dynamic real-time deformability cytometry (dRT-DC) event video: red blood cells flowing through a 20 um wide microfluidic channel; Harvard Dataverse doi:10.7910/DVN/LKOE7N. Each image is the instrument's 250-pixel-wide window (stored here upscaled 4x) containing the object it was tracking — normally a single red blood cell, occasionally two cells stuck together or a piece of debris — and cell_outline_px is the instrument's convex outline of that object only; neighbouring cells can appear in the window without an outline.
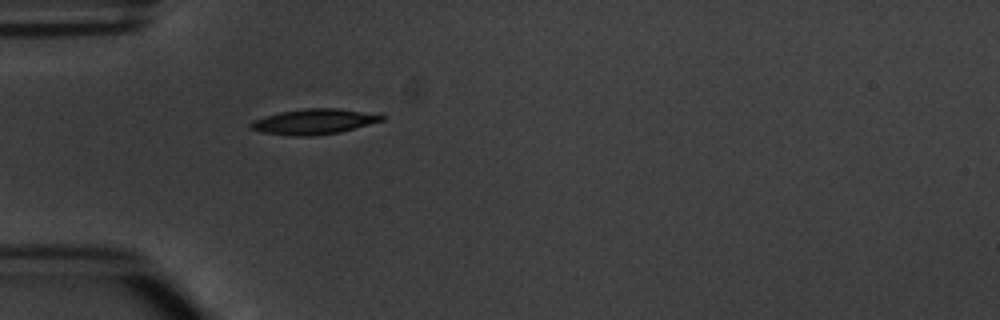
{"species": "common noctule bat (a hibernating species)", "species_latin": "Nyctalus noctula", "temperature_condition": "warm", "stored_images_in_passage": 1, "camera_frame_rate_fps": 3000, "um_per_image_px": 0.085, "animal": {"sex": "male", "body_mass_g": 20.1, "forearm_length_mm": 53.5}, "frame": {"image": 1, "passage_image": 1, "time_ms": 0.0, "image_size_px": [1000, 320], "cell_outline_px": [[384, 120], [340, 132], [312, 136], [292, 136], [260, 132], [248, 128], [248, 124], [252, 120], [264, 116], [280, 112], [304, 108], [336, 108], [384, 116]], "centroid_in_image_um": [26.57, 10.35], "position_along_channel_um": 58.4, "area_um2": 19.25}}